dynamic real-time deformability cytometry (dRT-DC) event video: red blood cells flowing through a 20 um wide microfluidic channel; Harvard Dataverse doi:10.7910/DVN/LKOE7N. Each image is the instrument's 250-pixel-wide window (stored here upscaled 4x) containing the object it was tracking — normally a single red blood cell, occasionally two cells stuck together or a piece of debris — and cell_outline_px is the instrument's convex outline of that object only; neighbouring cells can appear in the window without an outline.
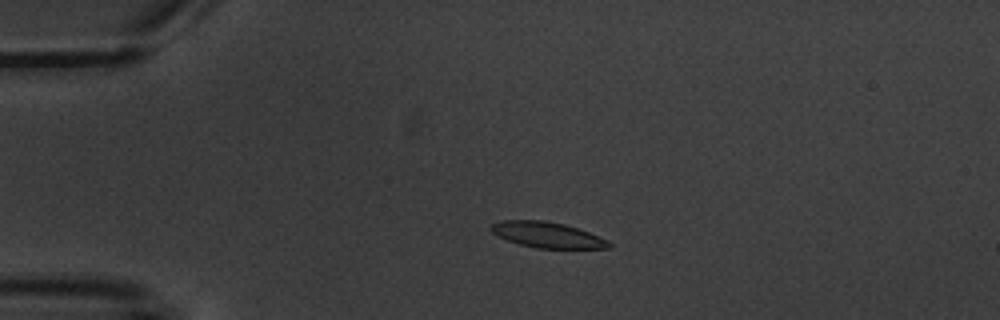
{"species": "common noctule bat (a hibernating species)", "species_latin": "Nyctalus noctula", "temperature_condition": "warm", "stored_images_in_passage": 5, "camera_frame_rate_fps": 3000, "um_per_image_px": 0.085, "animal": {"sex": "male", "body_mass_g": 20.1, "forearm_length_mm": 53.5}, "frame": {"image": 1, "passage_image": 3, "time_ms": 2.667, "image_size_px": [1000, 320], "cell_outline_px": [[612, 248], [536, 248], [520, 244], [508, 240], [492, 232], [488, 228], [492, 224], [500, 220], [544, 220], [564, 224], [588, 232], [608, 240], [612, 244]], "centroid_in_image_um": [46.51, 19.96], "position_along_channel_um": 38.5, "area_um2": 17.51}}